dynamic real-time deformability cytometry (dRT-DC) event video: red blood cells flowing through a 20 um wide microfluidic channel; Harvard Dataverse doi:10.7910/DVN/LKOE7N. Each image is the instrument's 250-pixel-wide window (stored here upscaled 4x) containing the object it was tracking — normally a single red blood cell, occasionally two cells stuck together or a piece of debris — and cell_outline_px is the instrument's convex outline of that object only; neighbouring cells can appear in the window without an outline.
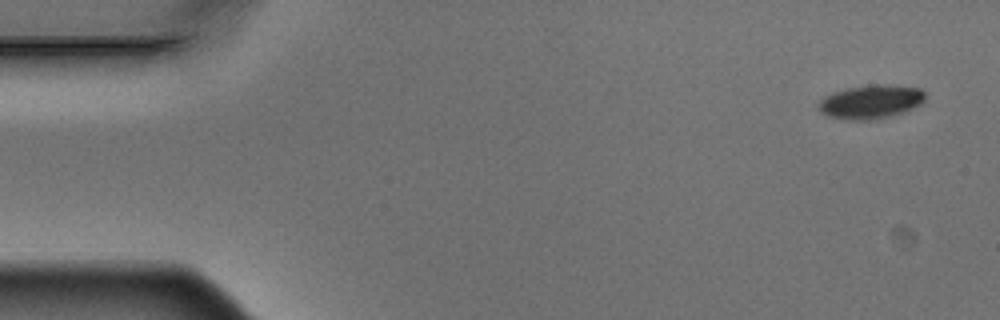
{"species": "Egyptian fruit bat (a non-hibernating species)", "species_latin": "Rousettus aegyptiacus", "temperature_condition": "warm", "stored_images_in_passage": 5, "camera_frame_rate_fps": 3000, "um_per_image_px": 0.085, "animal": {"sex": "male"}, "frame": {"image": 1, "passage_image": 1, "time_ms": 0.0, "image_size_px": [1000, 320], "cell_outline_px": [[924, 100], [920, 104], [904, 112], [892, 116], [876, 120], [852, 120], [828, 116], [820, 112], [816, 104], [824, 96], [832, 92], [848, 88], [868, 84], [892, 84], [920, 88], [924, 92]], "centroid_in_image_um": [74.0, 8.64], "position_along_channel_um": 11.0, "area_um2": 21.33}}